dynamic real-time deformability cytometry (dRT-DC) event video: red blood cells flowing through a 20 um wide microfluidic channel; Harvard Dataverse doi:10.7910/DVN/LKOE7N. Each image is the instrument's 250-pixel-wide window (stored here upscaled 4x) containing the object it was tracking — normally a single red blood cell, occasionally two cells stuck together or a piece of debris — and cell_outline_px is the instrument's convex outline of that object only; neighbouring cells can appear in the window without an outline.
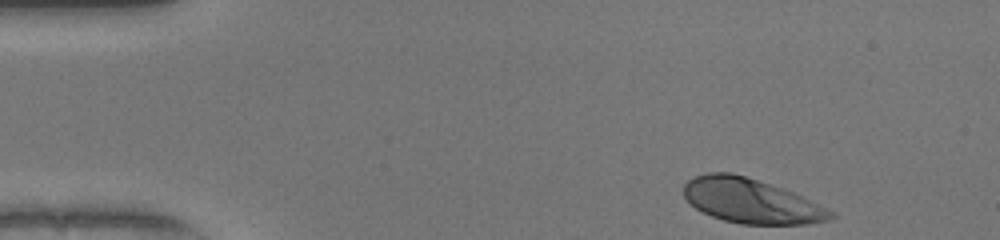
{"species": "human", "species_latin": "Homo sapiens", "temperature_condition": "warm", "stored_images_in_passage": 45, "camera_frame_rate_fps": 3000, "um_per_image_px": 0.085, "donor": {"sex": "female"}, "frame": {"image": 1, "passage_image": 1, "time_ms": 0.0, "image_size_px": [1000, 240], "cell_outline_px": [[836, 216], [828, 220], [808, 224], [740, 224], [724, 220], [712, 216], [696, 208], [684, 196], [684, 184], [688, 180], [696, 176], [708, 172], [732, 172], [792, 192], [836, 212]], "centroid_in_image_um": [63.85, 17.09], "position_along_channel_um": 21.2, "area_um2": 37.74}}
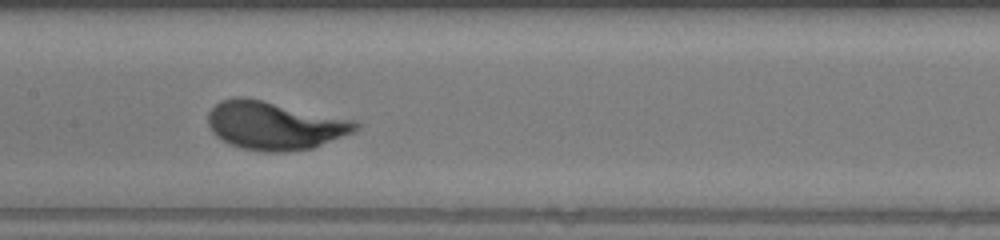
{"frame": {"image": 2, "passage_image": 20, "time_ms": 6.333, "image_size_px": [1000, 240], "cell_outline_px": [[360, 128], [352, 132], [312, 148], [284, 152], [264, 152], [240, 148], [228, 144], [216, 136], [212, 132], [208, 124], [208, 112], [220, 100], [236, 96], [240, 96], [260, 100], [356, 120], [360, 124]], "centroid_in_image_um": [23.31, 10.67], "position_along_channel_um": 184.1, "area_um2": 41.38}}
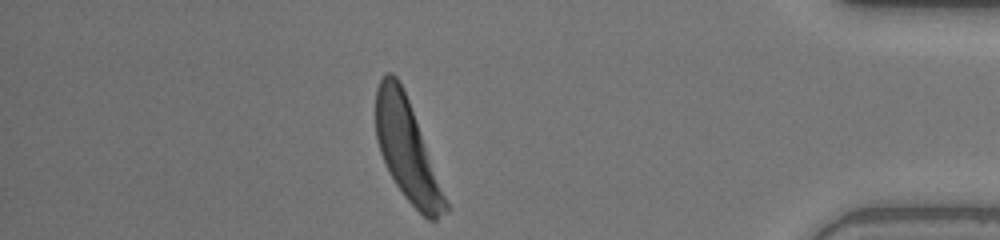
{"frame": {"image": 3, "passage_image": 39, "time_ms": 12.667, "image_size_px": [1000, 240], "cell_outline_px": [[448, 212], [436, 220], [428, 220], [404, 196], [396, 184], [380, 152], [376, 140], [376, 88], [384, 72], [392, 72], [396, 76], [408, 100], [448, 204]], "centroid_in_image_um": [34.57, 12.74], "position_along_channel_um": 400.6, "area_um2": 39.65}, "authors_computed_cell_mechanics": {"area_um2": 39.6508, "velocity_mm_per_s": 4.0756, "shape_relaxation_time_tau1_ms": 1.9881, "shape_relaxation_time_tau2_ms": null, "deformation_change_tau1": 0.1906, "deformation_change_tau2": null}}